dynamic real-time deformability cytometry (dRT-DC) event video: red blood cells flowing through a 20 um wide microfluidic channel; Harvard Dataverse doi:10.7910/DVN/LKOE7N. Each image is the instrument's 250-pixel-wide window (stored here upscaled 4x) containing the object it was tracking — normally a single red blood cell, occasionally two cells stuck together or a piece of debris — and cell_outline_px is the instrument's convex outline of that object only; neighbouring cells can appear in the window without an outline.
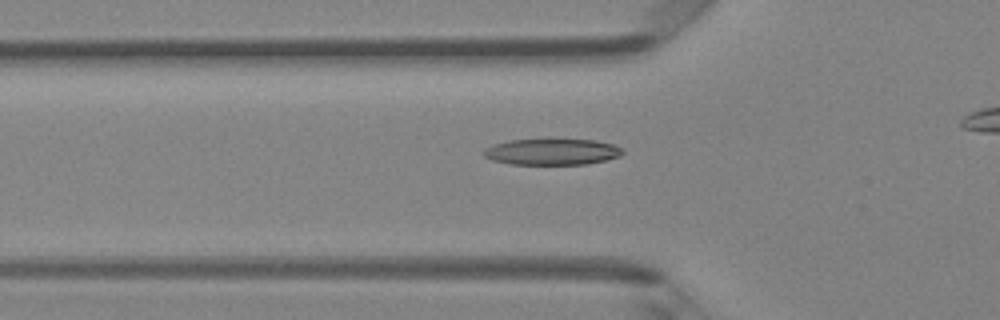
{"species": "Egyptian fruit bat (a non-hibernating species)", "species_latin": "Rousettus aegyptiacus", "temperature_condition": "room temperature", "stored_images_in_passage": 42, "camera_frame_rate_fps": 3000, "um_per_image_px": 0.085, "animal": {"sex": "female"}, "frame": {"image": 1, "passage_image": 17, "time_ms": 5.333, "image_size_px": [1000, 320], "cell_outline_px": [[624, 152], [620, 156], [588, 164], [512, 164], [492, 160], [484, 156], [484, 148], [492, 144], [512, 140], [596, 140], [612, 144], [624, 148]], "centroid_in_image_um": [46.93, 12.91], "position_along_channel_um": 78.9, "area_um2": 21.04}}
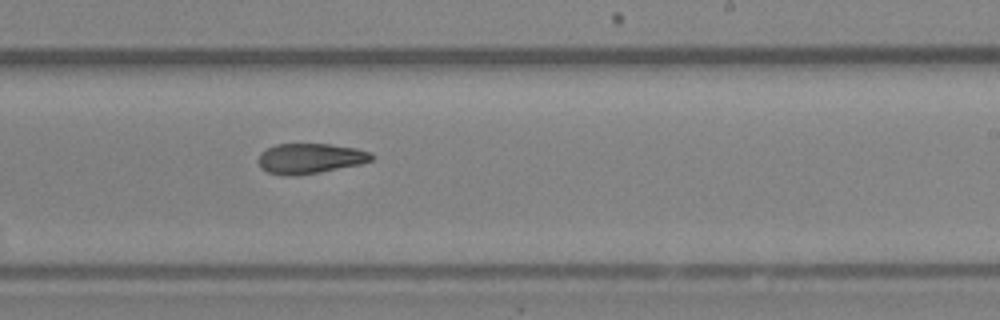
{"frame": {"image": 2, "passage_image": 30, "time_ms": 9.667, "image_size_px": [1000, 320], "cell_outline_px": [[376, 156], [372, 160], [360, 164], [320, 172], [296, 176], [284, 176], [268, 172], [260, 168], [256, 160], [260, 152], [276, 144], [328, 144], [356, 148], [368, 152]], "centroid_in_image_um": [26.31, 13.48], "position_along_channel_um": 262.7, "area_um2": 20.11}}
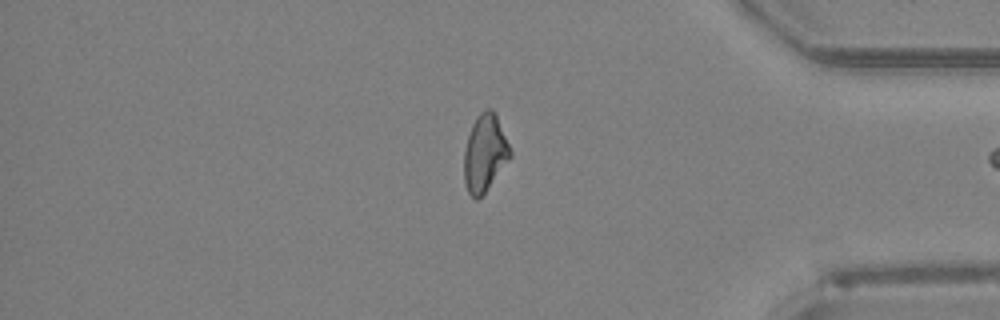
{"frame": {"image": 3, "passage_image": 41, "time_ms": 13.333, "image_size_px": [1000, 320], "cell_outline_px": [[512, 156], [484, 192], [476, 200], [468, 192], [464, 180], [464, 152], [468, 136], [472, 124], [476, 116], [480, 112], [488, 108], [492, 108], [496, 116], [512, 152]], "centroid_in_image_um": [41.2, 12.99], "position_along_channel_um": 394.0, "area_um2": 20.35}}